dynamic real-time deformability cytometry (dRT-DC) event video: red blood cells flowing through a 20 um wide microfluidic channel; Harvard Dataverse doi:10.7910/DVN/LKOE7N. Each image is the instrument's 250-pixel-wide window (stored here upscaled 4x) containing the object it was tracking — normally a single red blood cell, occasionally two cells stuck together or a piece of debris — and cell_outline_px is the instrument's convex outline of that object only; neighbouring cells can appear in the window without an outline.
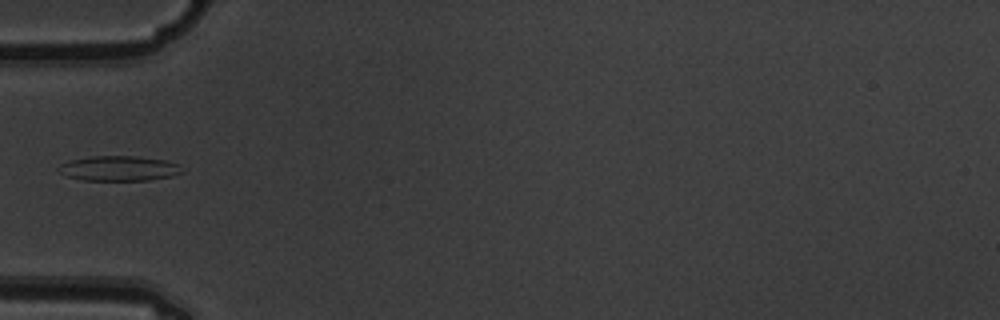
{"species": "common noctule bat (a hibernating species)", "species_latin": "Nyctalus noctula", "temperature_condition": "warm", "stored_images_in_passage": 1, "camera_frame_rate_fps": 3000, "um_per_image_px": 0.085, "animal": {"sex": "male", "body_mass_g": 19.5, "forearm_length_mm": 54.6}, "frame": {"image": 1, "passage_image": 1, "time_ms": 0.0, "image_size_px": [1000, 320], "cell_outline_px": [[184, 172], [172, 176], [148, 180], [84, 180], [64, 176], [56, 168], [60, 164], [68, 160], [92, 156], [136, 156], [168, 160], [180, 164]], "centroid_in_image_um": [10.12, 14.31], "position_along_channel_um": 74.9, "area_um2": 18.26}}